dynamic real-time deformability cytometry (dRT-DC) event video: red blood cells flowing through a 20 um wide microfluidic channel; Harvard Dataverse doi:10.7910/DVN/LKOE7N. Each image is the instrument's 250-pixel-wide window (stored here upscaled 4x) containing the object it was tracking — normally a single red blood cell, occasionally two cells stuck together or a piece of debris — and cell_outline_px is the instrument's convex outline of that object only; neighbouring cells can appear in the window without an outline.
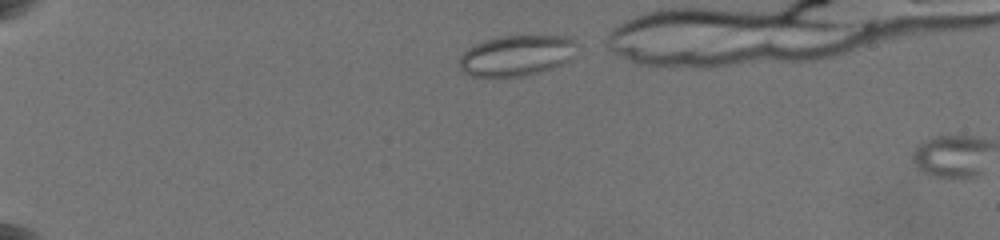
{"species": "common noctule bat (a hibernating species)", "species_latin": "Nyctalus noctula", "temperature_condition": "warm", "stored_images_in_passage": 7, "camera_frame_rate_fps": 3000, "um_per_image_px": 0.085, "animal": {"sex": "female", "body_mass_g": 19.5, "forearm_length_mm": 54.1}, "frame": {"image": 1, "passage_image": 3, "time_ms": 0.333, "image_size_px": [1000, 240], "cell_outline_px": [[580, 44], [572, 60], [536, 72], [520, 76], [472, 76], [464, 72], [460, 68], [460, 56], [468, 48], [484, 40], [500, 36], [568, 36]], "centroid_in_image_um": [43.95, 4.69], "position_along_channel_um": 41.0, "area_um2": 27.74}}